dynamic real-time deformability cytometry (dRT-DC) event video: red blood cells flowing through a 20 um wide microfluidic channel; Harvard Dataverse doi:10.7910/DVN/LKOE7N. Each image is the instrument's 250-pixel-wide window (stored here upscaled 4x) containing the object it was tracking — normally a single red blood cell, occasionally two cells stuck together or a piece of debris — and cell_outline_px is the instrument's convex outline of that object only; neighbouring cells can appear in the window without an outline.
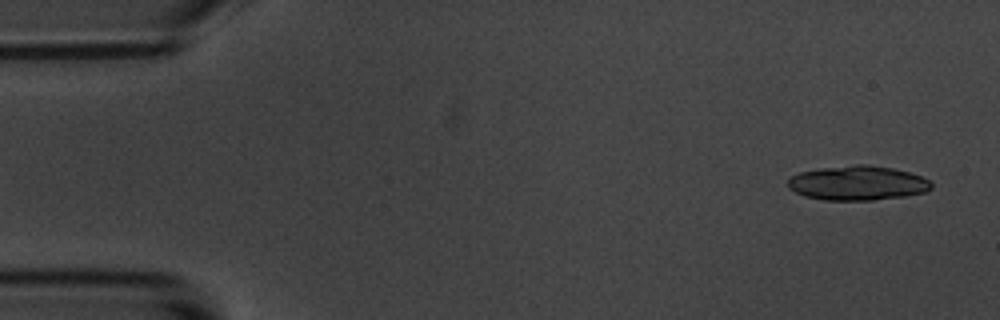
{"species": "common noctule bat (a hibernating species)", "species_latin": "Nyctalus noctula", "temperature_condition": "room temperature", "stored_images_in_passage": 5, "camera_frame_rate_fps": 3000, "um_per_image_px": 0.085, "animal": {"sex": "male", "body_mass_g": 20.1, "forearm_length_mm": 53.5}, "frame": {"image": 1, "passage_image": 1, "time_ms": 0.0, "image_size_px": [1000, 320], "cell_outline_px": [[932, 188], [924, 192], [904, 196], [872, 200], [824, 200], [804, 196], [788, 188], [788, 180], [792, 176], [800, 172], [820, 168], [856, 164], [868, 164], [892, 168], [908, 172], [920, 176], [928, 180], [932, 184]], "centroid_in_image_um": [72.88, 15.56], "position_along_channel_um": 12.1, "area_um2": 28.73}}